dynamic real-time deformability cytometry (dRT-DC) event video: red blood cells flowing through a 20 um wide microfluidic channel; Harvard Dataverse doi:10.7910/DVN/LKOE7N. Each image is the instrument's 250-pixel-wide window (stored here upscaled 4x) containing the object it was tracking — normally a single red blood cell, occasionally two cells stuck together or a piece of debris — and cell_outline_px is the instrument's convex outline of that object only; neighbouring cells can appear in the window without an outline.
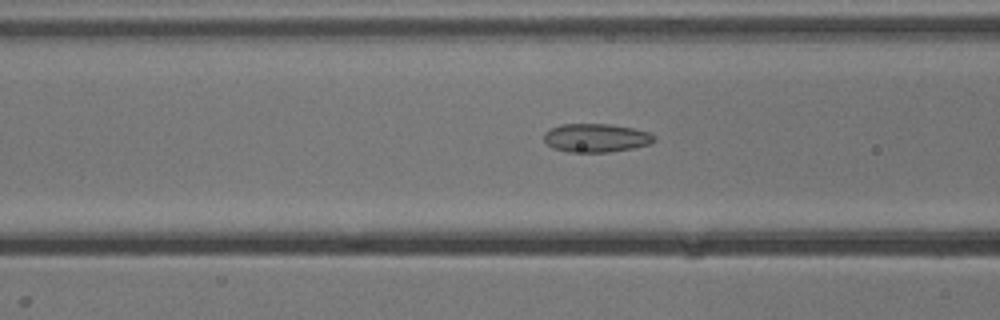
{"species": "common noctule bat (a hibernating species)", "species_latin": "Nyctalus noctula", "temperature_condition": "cold", "stored_images_in_passage": 52, "camera_frame_rate_fps": 3000, "um_per_image_px": 0.085, "animal": {"sex": "male", "body_mass_g": 13.3}, "frame": {"image": 1, "passage_image": 20, "time_ms": 6.333, "image_size_px": [1000, 320], "cell_outline_px": [[656, 140], [652, 144], [632, 148], [608, 152], [568, 152], [552, 148], [544, 140], [544, 132], [560, 124], [608, 124], [632, 128], [648, 132], [656, 136]], "centroid_in_image_um": [50.67, 11.72], "position_along_channel_um": 115.9, "area_um2": 18.38}}
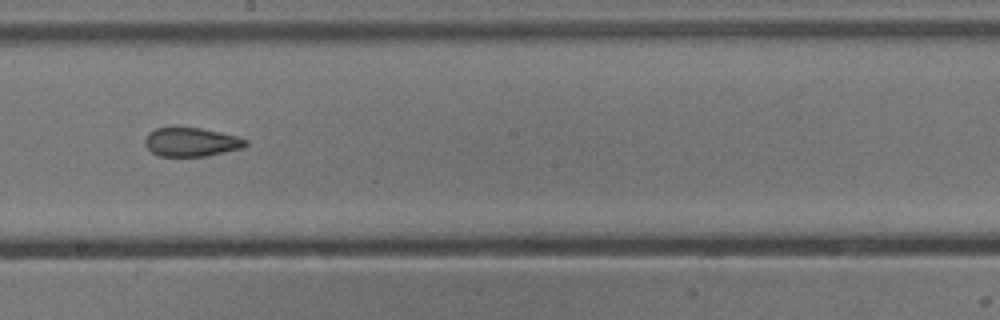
{"frame": {"image": 2, "passage_image": 29, "time_ms": 9.333, "image_size_px": [1000, 320], "cell_outline_px": [[248, 144], [244, 148], [208, 156], [160, 156], [152, 152], [144, 144], [144, 140], [148, 132], [156, 128], [172, 124], [200, 128], [240, 136], [248, 140]], "centroid_in_image_um": [16.26, 12.03], "position_along_channel_um": 231.9, "area_um2": 17.69}}
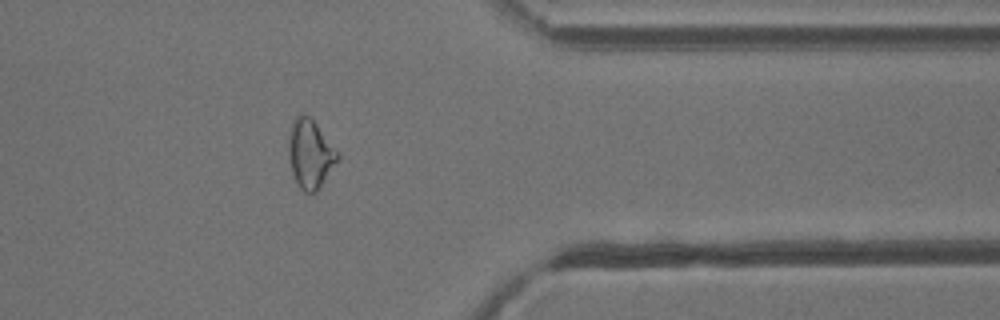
{"frame": {"image": 3, "passage_image": 42, "time_ms": 13.667, "image_size_px": [1000, 320], "cell_outline_px": [[340, 156], [320, 188], [316, 192], [304, 192], [296, 184], [292, 172], [288, 156], [288, 144], [292, 124], [296, 116], [300, 112], [304, 112], [316, 124], [340, 152]], "centroid_in_image_um": [26.37, 13.08], "position_along_channel_um": 385.0, "area_um2": 19.71}, "authors_computed_cell_mechanics": {"area_um2": 19.6809, "velocity_mm_per_s": 3.8656, "shape_relaxation_time_tau1_ms": null, "shape_relaxation_time_tau2_ms": 1.8964, "deformation_change_tau1": null, "deformation_change_tau2": 0.0774}}